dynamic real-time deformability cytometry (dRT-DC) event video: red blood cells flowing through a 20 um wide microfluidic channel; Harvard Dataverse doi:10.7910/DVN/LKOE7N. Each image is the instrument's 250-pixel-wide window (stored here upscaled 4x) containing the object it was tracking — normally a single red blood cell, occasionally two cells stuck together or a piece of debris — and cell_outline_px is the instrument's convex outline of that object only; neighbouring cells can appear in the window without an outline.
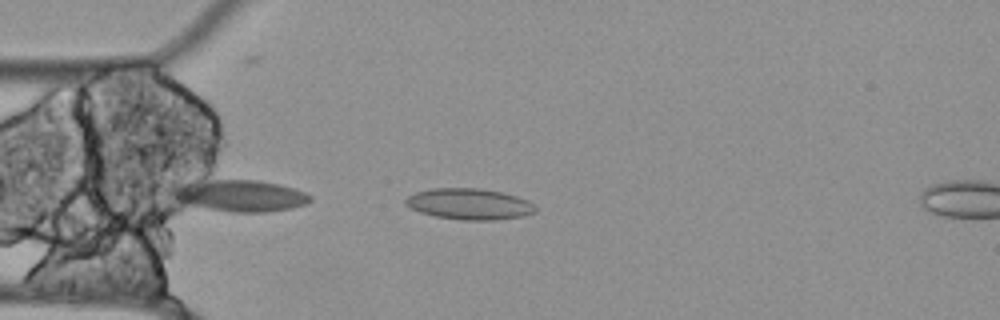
{"species": "Egyptian fruit bat (a non-hibernating species)", "species_latin": "Rousettus aegyptiacus", "temperature_condition": "cold", "stored_images_in_passage": 5, "camera_frame_rate_fps": 3000, "um_per_image_px": 0.085, "animal": {"sex": "female"}, "frame": {"image": 1, "passage_image": 2, "time_ms": 0.333, "image_size_px": [1000, 320], "cell_outline_px": [[536, 212], [524, 216], [496, 220], [460, 220], [436, 216], [420, 212], [404, 204], [404, 200], [408, 196], [416, 192], [432, 188], [480, 188], [500, 192], [516, 196], [528, 200], [536, 208]], "centroid_in_image_um": [39.89, 17.34], "position_along_channel_um": 45.1, "area_um2": 23.52}}